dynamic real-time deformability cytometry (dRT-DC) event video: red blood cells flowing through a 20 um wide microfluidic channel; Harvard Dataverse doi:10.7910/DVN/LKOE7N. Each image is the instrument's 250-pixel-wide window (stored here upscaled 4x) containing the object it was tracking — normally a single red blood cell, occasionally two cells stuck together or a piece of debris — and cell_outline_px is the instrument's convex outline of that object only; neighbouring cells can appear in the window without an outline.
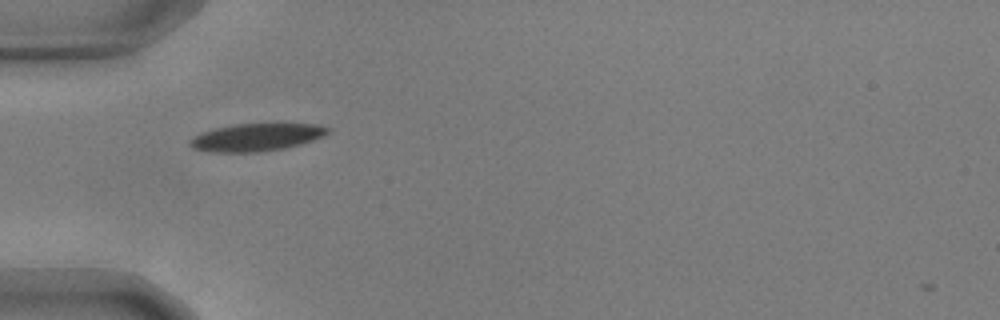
{"species": "common noctule bat (a hibernating species)", "species_latin": "Nyctalus noctula", "temperature_condition": "warm", "stored_images_in_passage": 27, "camera_frame_rate_fps": 3000, "um_per_image_px": 0.085, "animal": {"sex": "male", "body_mass_g": 17.9, "forearm_length_mm": 54.2}, "frame": {"image": 1, "passage_image": 1, "time_ms": 0.0, "image_size_px": [1000, 320], "cell_outline_px": [[328, 132], [324, 136], [300, 144], [284, 148], [256, 152], [212, 152], [196, 148], [188, 144], [188, 140], [200, 132], [216, 128], [236, 124], [316, 124], [328, 128]], "centroid_in_image_um": [21.76, 11.67], "position_along_channel_um": 63.2, "area_um2": 21.85}}
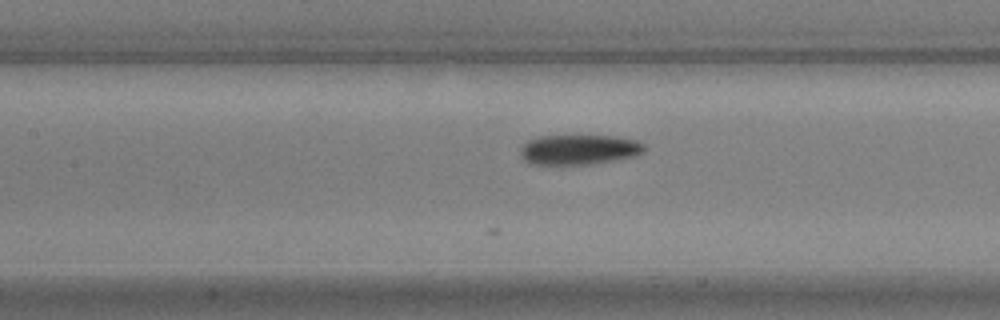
{"frame": {"image": 2, "passage_image": 9, "time_ms": 2.667, "image_size_px": [1000, 320], "cell_outline_px": [[644, 152], [636, 156], [592, 164], [528, 164], [520, 156], [520, 148], [528, 140], [540, 136], [620, 136], [636, 140], [644, 144]], "centroid_in_image_um": [49.21, 12.72], "position_along_channel_um": 158.2, "area_um2": 21.79}}
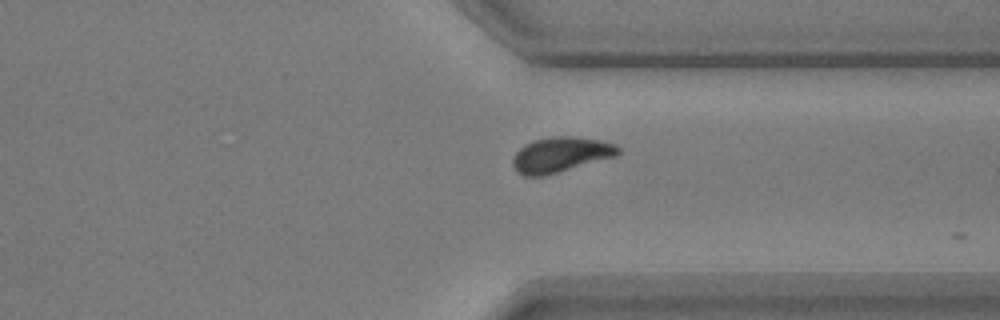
{"frame": {"image": 3, "passage_image": 26, "time_ms": 8.333, "image_size_px": [1000, 320], "cell_outline_px": [[620, 152], [616, 156], [544, 176], [524, 176], [516, 172], [512, 164], [512, 156], [524, 144], [532, 140], [552, 136], [576, 136], [600, 140], [616, 144], [620, 148]], "centroid_in_image_um": [47.63, 13.14], "position_along_channel_um": 363.8, "area_um2": 21.85}}